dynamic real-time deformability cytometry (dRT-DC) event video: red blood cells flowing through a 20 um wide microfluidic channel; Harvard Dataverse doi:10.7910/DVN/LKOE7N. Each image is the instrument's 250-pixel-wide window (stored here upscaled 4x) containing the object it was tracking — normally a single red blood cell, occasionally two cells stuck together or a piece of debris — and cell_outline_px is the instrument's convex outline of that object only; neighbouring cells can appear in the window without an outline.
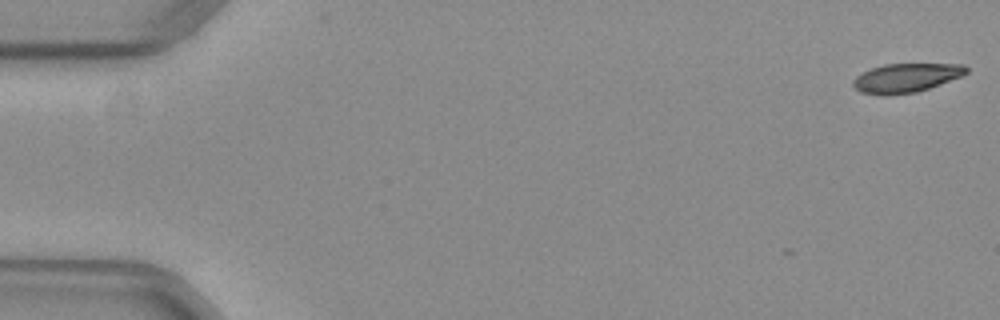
{"species": "common noctule bat (a hibernating species)", "species_latin": "Nyctalus noctula", "temperature_condition": "warm", "stored_images_in_passage": 10, "camera_frame_rate_fps": 3000, "um_per_image_px": 0.085, "animal": {"sex": "female", "body_mass_g": 29.2, "forearm_length_mm": 56.3}, "frame": {"image": 1, "passage_image": 1, "time_ms": 0.0, "image_size_px": [1000, 320], "cell_outline_px": [[968, 72], [960, 76], [940, 84], [916, 92], [888, 96], [880, 96], [860, 92], [852, 84], [852, 80], [856, 76], [872, 68], [884, 64], [964, 64], [968, 68]], "centroid_in_image_um": [76.98, 6.63], "position_along_channel_um": 8.0, "area_um2": 19.13}}